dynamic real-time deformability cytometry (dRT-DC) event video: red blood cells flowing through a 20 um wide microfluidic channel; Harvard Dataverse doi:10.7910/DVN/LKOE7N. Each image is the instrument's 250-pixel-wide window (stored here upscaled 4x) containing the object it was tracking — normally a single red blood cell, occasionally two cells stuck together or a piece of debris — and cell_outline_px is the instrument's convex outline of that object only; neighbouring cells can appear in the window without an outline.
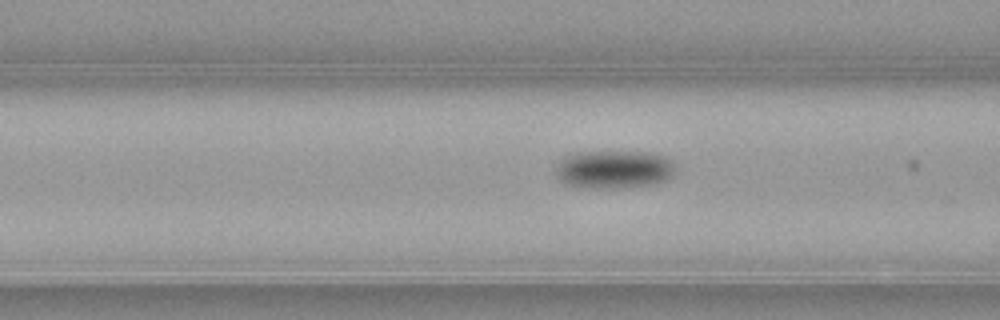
{"species": "common noctule bat (a hibernating species)", "species_latin": "Nyctalus noctula", "temperature_condition": "warm", "stored_images_in_passage": 35, "camera_frame_rate_fps": 3000, "um_per_image_px": 0.085, "animal": {"sex": "female", "body_mass_g": 21.9}, "frame": {"image": 1, "passage_image": 7, "time_ms": 2.0, "image_size_px": [1000, 320], "cell_outline_px": [[676, 172], [668, 180], [652, 184], [616, 188], [584, 188], [568, 184], [560, 180], [556, 172], [556, 164], [564, 156], [576, 152], [648, 152], [664, 156], [672, 160], [676, 164]], "centroid_in_image_um": [52.22, 14.39], "position_along_channel_um": 114.4, "area_um2": 26.88}}
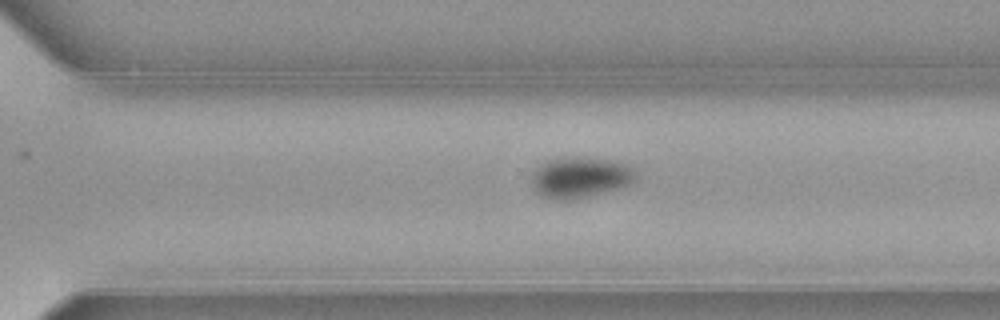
{"frame": {"image": 2, "passage_image": 23, "time_ms": 7.333, "image_size_px": [1000, 320], "cell_outline_px": [[636, 180], [632, 184], [620, 188], [588, 196], [568, 200], [552, 200], [536, 192], [532, 188], [532, 172], [540, 164], [548, 160], [572, 156], [580, 156], [612, 160], [628, 164], [636, 172]], "centroid_in_image_um": [49.32, 15.07], "position_along_channel_um": 321.3, "area_um2": 25.2}}
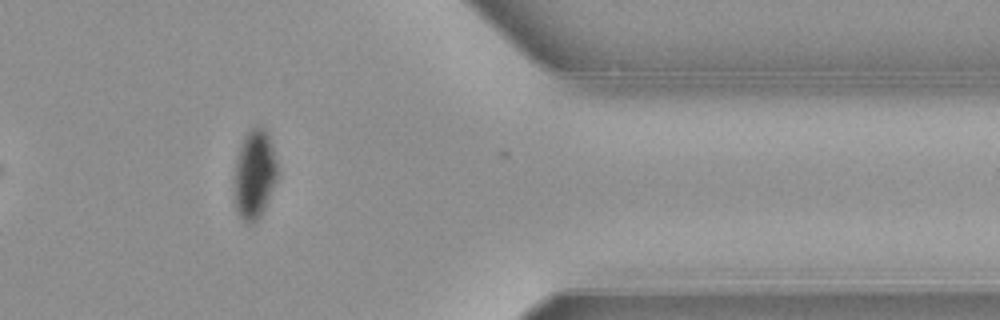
{"frame": {"image": 3, "passage_image": 30, "time_ms": 9.667, "image_size_px": [1000, 320], "cell_outline_px": [[276, 180], [268, 200], [260, 216], [252, 224], [244, 224], [236, 212], [232, 180], [236, 156], [240, 144], [244, 136], [256, 124], [260, 124], [268, 132], [272, 144], [276, 160]], "centroid_in_image_um": [21.58, 14.81], "position_along_channel_um": 389.8, "area_um2": 23.06}, "authors_computed_cell_mechanics": {"area_um2": 26.01, "velocity_mm_per_s": 3.877, "shape_relaxation_time_tau1_ms": 3.0431, "shape_relaxation_time_tau2_ms": null, "deformation_change_tau1": 0.1136, "deformation_change_tau2": null}}